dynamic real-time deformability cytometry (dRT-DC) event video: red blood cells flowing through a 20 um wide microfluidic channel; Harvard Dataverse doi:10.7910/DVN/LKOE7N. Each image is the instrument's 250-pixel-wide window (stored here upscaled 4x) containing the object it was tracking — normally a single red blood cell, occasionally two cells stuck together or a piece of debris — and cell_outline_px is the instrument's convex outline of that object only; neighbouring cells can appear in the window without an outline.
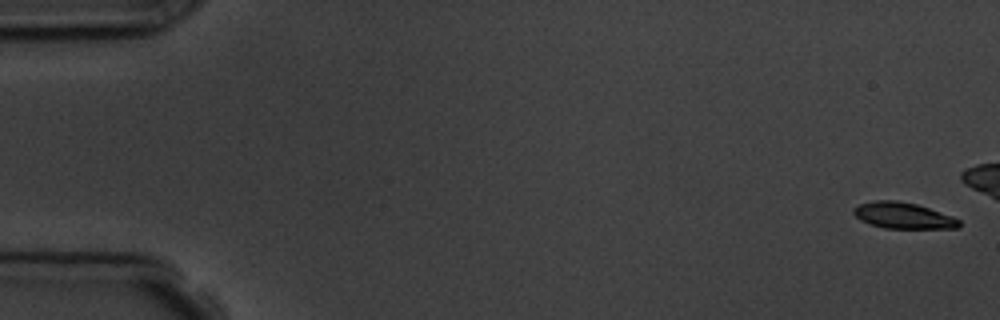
{"species": "common noctule bat (a hibernating species)", "species_latin": "Nyctalus noctula", "temperature_condition": "room temperature", "stored_images_in_passage": 6, "camera_frame_rate_fps": 3000, "um_per_image_px": 0.085, "animal": {"sex": "male", "body_mass_g": 19.5, "forearm_length_mm": 54.6}, "frame": {"image": 1, "passage_image": 1, "time_ms": 0.0, "image_size_px": [1000, 320], "cell_outline_px": [[960, 228], [884, 228], [860, 220], [852, 212], [852, 208], [860, 204], [876, 200], [896, 200], [916, 204], [952, 216], [960, 220]], "centroid_in_image_um": [76.76, 18.32], "position_along_channel_um": 8.2, "area_um2": 15.95}}